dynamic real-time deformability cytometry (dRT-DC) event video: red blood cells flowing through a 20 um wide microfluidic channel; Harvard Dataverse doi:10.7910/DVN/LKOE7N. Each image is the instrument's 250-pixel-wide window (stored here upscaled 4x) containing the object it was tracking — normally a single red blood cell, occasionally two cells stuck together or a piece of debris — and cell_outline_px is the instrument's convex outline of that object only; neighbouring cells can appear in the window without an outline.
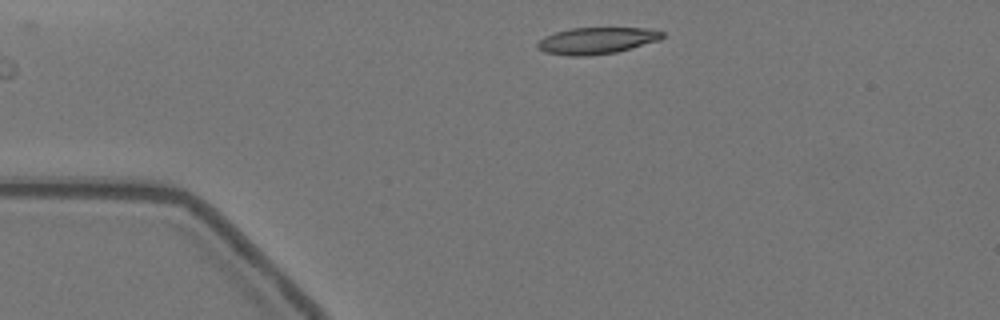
{"species": "Egyptian fruit bat (a non-hibernating species)", "species_latin": "Rousettus aegyptiacus", "temperature_condition": "warm", "stored_images_in_passage": 34, "camera_frame_rate_fps": 3000, "um_per_image_px": 0.085, "animal": {"sex": "female"}, "frame": {"image": 1, "passage_image": 1, "time_ms": 0.0, "image_size_px": [1000, 320], "cell_outline_px": [[664, 36], [660, 40], [616, 52], [588, 56], [568, 56], [544, 52], [536, 48], [536, 44], [544, 36], [556, 32], [572, 28], [648, 28], [664, 32]], "centroid_in_image_um": [50.7, 3.46], "position_along_channel_um": 34.3, "area_um2": 19.42}}
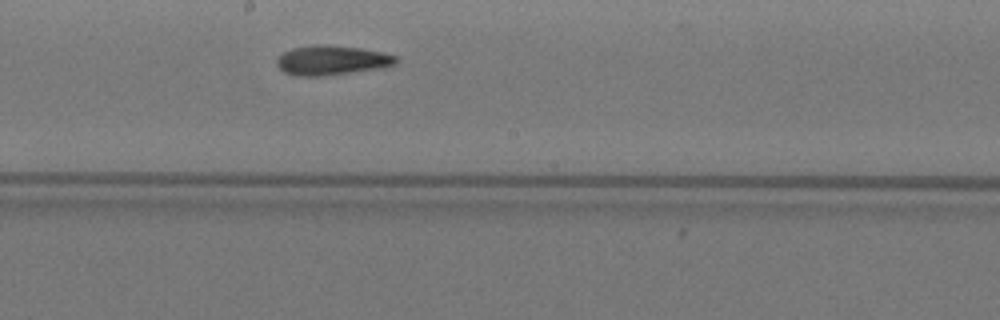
{"frame": {"image": 2, "passage_image": 20, "time_ms": 6.333, "image_size_px": [1000, 320], "cell_outline_px": [[400, 60], [396, 64], [348, 72], [320, 76], [296, 76], [284, 72], [276, 64], [276, 60], [284, 52], [292, 48], [312, 44], [324, 44], [360, 48], [384, 52], [396, 56]], "centroid_in_image_um": [28.16, 5.1], "position_along_channel_um": 220.0, "area_um2": 20.29}}
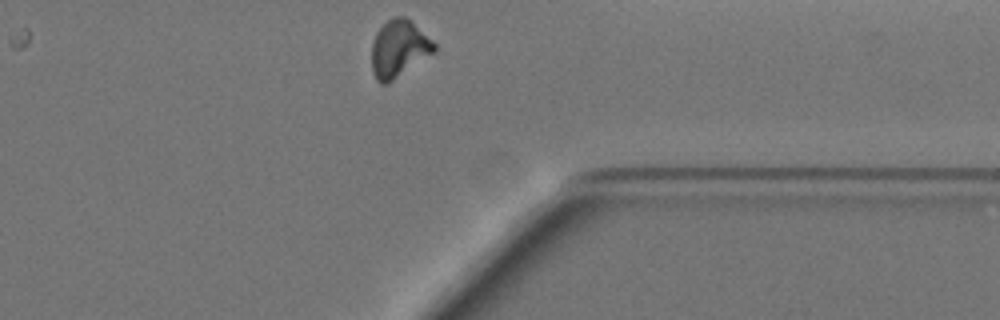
{"frame": {"image": 3, "passage_image": 34, "time_ms": 11.0, "image_size_px": [1000, 320], "cell_outline_px": [[436, 52], [388, 84], [380, 84], [376, 80], [372, 72], [372, 44], [376, 32], [388, 20], [396, 16], [404, 16], [432, 40], [436, 44]], "centroid_in_image_um": [33.9, 4.18], "position_along_channel_um": 377.5, "area_um2": 20.81}, "authors_computed_cell_mechanics": {"area_um2": 20.23, "velocity_mm_per_s": 3.5361, "shape_relaxation_time_tau1_ms": null, "shape_relaxation_time_tau2_ms": 3.5296, "deformation_change_tau1": null, "deformation_change_tau2": 0.1139}}